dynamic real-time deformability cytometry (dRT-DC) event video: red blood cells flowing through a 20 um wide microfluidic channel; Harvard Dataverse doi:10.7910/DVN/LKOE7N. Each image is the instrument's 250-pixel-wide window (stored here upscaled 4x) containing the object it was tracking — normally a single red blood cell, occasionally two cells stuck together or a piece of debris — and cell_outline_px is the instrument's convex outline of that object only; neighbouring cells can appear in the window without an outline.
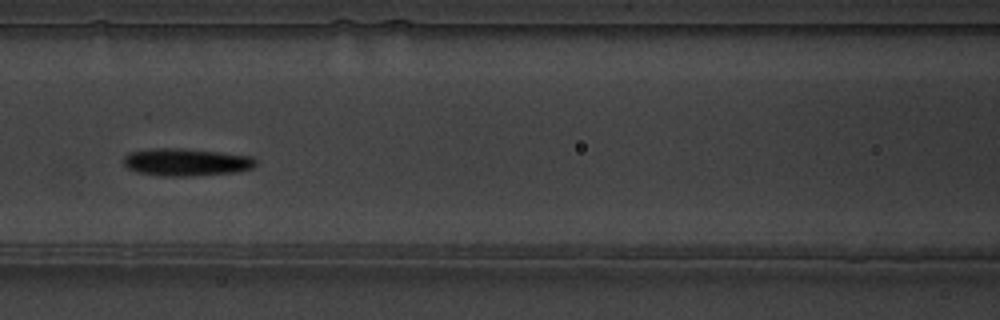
{"species": "common noctule bat (a hibernating species)", "species_latin": "Nyctalus noctula", "temperature_condition": "warm", "stored_images_in_passage": 9, "camera_frame_rate_fps": 3000, "um_per_image_px": 0.085, "animal": {"sex": "male", "body_mass_g": 19.5, "forearm_length_mm": 54.6}, "frame": {"image": 1, "passage_image": 8, "time_ms": 2.333, "image_size_px": [1000, 320], "cell_outline_px": [[256, 164], [252, 168], [236, 172], [192, 176], [160, 176], [136, 172], [128, 168], [124, 164], [124, 156], [128, 152], [152, 148], [184, 148], [220, 152], [252, 156], [256, 160]], "centroid_in_image_um": [15.81, 13.78], "position_along_channel_um": 150.8, "area_um2": 21.39}}